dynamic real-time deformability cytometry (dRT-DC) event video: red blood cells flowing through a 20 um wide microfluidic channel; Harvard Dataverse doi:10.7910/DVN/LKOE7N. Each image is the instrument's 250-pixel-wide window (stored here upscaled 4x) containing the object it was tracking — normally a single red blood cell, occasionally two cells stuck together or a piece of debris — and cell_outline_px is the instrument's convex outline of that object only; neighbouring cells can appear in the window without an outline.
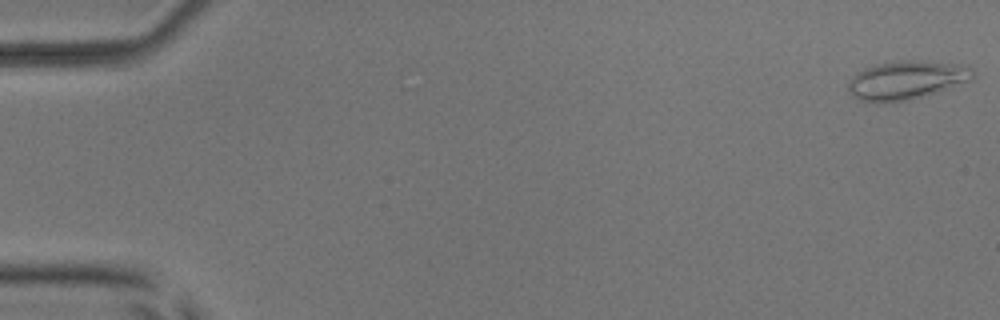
{"species": "common noctule bat (a hibernating species)", "species_latin": "Nyctalus noctula", "temperature_condition": "room temperature", "stored_images_in_passage": 52, "camera_frame_rate_fps": 3000, "um_per_image_px": 0.085, "animal": {"sex": "male", "body_mass_g": 17.9, "forearm_length_mm": 54.2}, "frame": {"image": 1, "passage_image": 1, "time_ms": 0.0, "image_size_px": [1000, 320], "cell_outline_px": [[976, 76], [972, 80], [908, 100], [860, 100], [852, 96], [848, 92], [848, 84], [852, 76], [864, 68], [876, 64], [900, 60], [916, 60], [968, 64], [972, 68]], "centroid_in_image_um": [77.1, 6.75], "position_along_channel_um": 7.9, "area_um2": 27.69}}
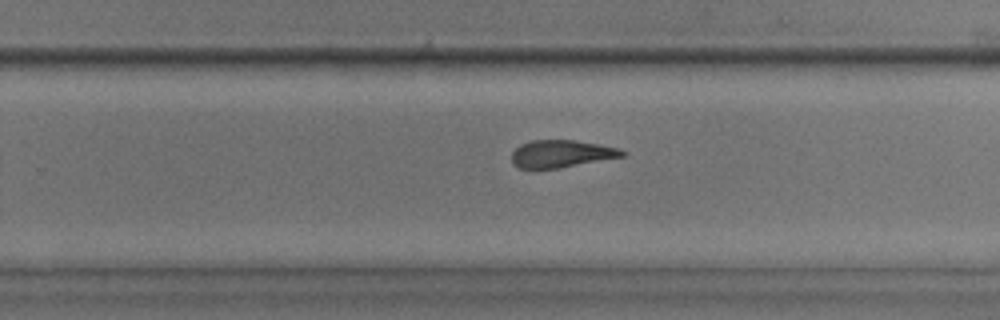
{"frame": {"image": 2, "passage_image": 34, "time_ms": 11.0, "image_size_px": [1000, 320], "cell_outline_px": [[628, 152], [624, 156], [556, 168], [520, 168], [512, 164], [512, 152], [520, 144], [532, 140], [572, 140], [600, 144], [620, 148]], "centroid_in_image_um": [47.72, 13.05], "position_along_channel_um": 282.1, "area_um2": 17.51}}
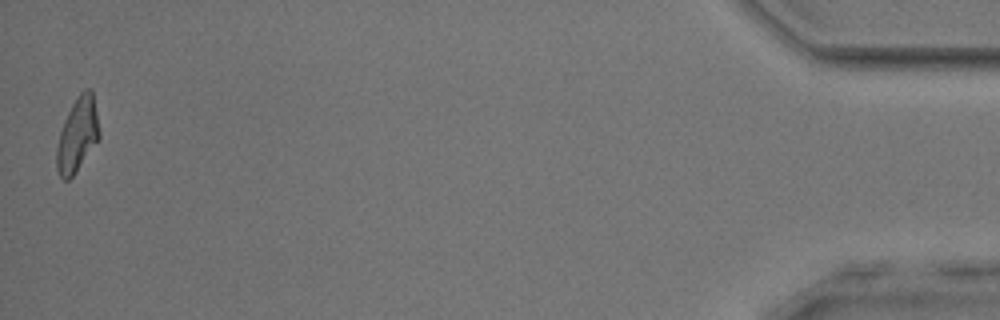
{"frame": {"image": 3, "passage_image": 52, "time_ms": 17.0, "image_size_px": [1000, 320], "cell_outline_px": [[100, 136], [76, 172], [68, 180], [64, 180], [60, 176], [56, 168], [56, 148], [60, 132], [64, 120], [72, 104], [80, 92], [84, 88], [92, 88], [100, 132]], "centroid_in_image_um": [6.58, 11.44], "position_along_channel_um": 428.6, "area_um2": 18.32}, "authors_computed_cell_mechanics": {"area_um2": 19.3052, "velocity_mm_per_s": 3.9538, "shape_relaxation_time_tau1_ms": 10.7708, "shape_relaxation_time_tau2_ms": 1.8127, "deformation_change_tau1": 0.261, "deformation_change_tau2": 0.1027}}